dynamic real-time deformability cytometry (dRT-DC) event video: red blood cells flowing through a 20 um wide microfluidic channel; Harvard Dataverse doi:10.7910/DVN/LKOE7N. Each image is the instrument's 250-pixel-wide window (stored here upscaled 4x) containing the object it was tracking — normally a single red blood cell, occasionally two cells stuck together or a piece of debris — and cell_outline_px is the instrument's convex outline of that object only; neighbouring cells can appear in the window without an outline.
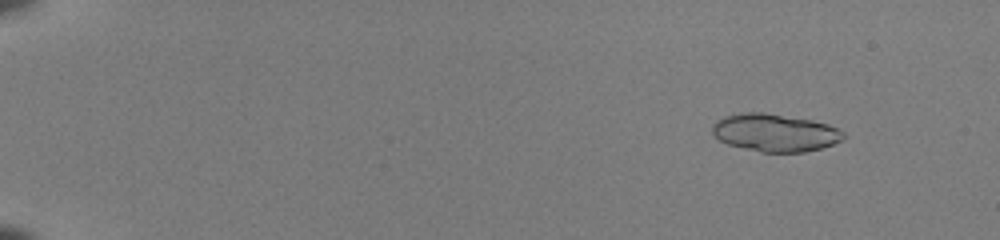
{"species": "common noctule bat (a hibernating species)", "species_latin": "Nyctalus noctula", "temperature_condition": "room temperature", "stored_images_in_passage": 54, "camera_frame_rate_fps": 3000, "um_per_image_px": 0.085, "animal": {"sex": "female", "body_mass_g": 22.0, "forearm_length_mm": 56.7}, "frame": {"image": 1, "passage_image": 7, "time_ms": 2.0, "image_size_px": [1000, 240], "cell_outline_px": [[844, 140], [820, 148], [804, 152], [760, 152], [728, 144], [720, 140], [712, 132], [712, 124], [716, 120], [724, 116], [740, 112], [764, 112], [812, 120], [828, 124], [844, 132]], "centroid_in_image_um": [65.85, 11.27], "position_along_channel_um": 19.1, "area_um2": 28.84}}
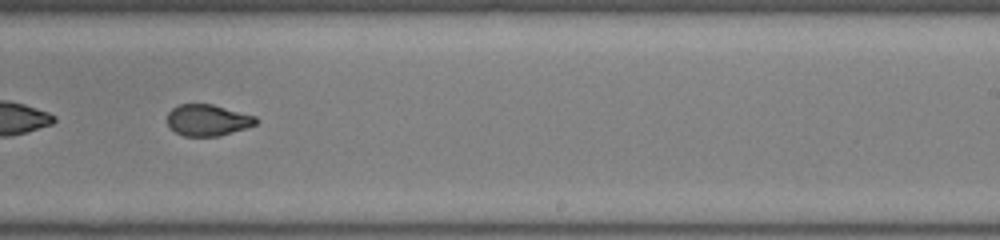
{"frame": {"image": 2, "passage_image": 37, "time_ms": 12.0, "image_size_px": [1000, 240], "cell_outline_px": [[256, 124], [220, 136], [184, 136], [168, 128], [168, 112], [172, 108], [180, 104], [212, 104], [256, 116]], "centroid_in_image_um": [17.62, 10.21], "position_along_channel_um": 271.4, "area_um2": 16.13}}
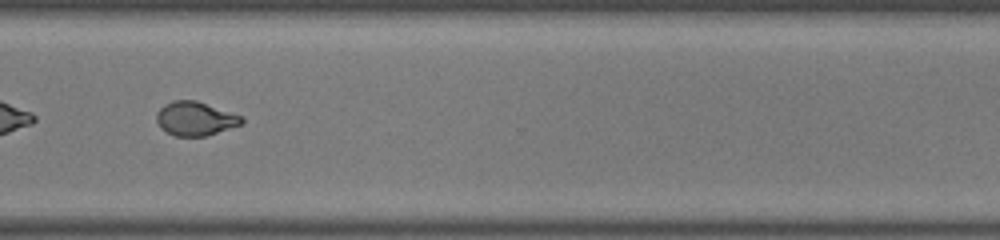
{"frame": {"image": 3, "passage_image": 43, "time_ms": 14.0, "image_size_px": [1000, 240], "cell_outline_px": [[244, 124], [208, 136], [176, 136], [160, 128], [156, 120], [156, 112], [164, 104], [172, 100], [196, 100], [244, 116]], "centroid_in_image_um": [16.63, 10.08], "position_along_channel_um": 354.0, "area_um2": 17.17}, "authors_computed_cell_mechanics": {"area_um2": 18.2359, "velocity_mm_per_s": 4.1145, "shape_relaxation_time_tau1_ms": 7.1259, "shape_relaxation_time_tau2_ms": 1.1534, "deformation_change_tau1": 0.1997, "deformation_change_tau2": 0.0595}}